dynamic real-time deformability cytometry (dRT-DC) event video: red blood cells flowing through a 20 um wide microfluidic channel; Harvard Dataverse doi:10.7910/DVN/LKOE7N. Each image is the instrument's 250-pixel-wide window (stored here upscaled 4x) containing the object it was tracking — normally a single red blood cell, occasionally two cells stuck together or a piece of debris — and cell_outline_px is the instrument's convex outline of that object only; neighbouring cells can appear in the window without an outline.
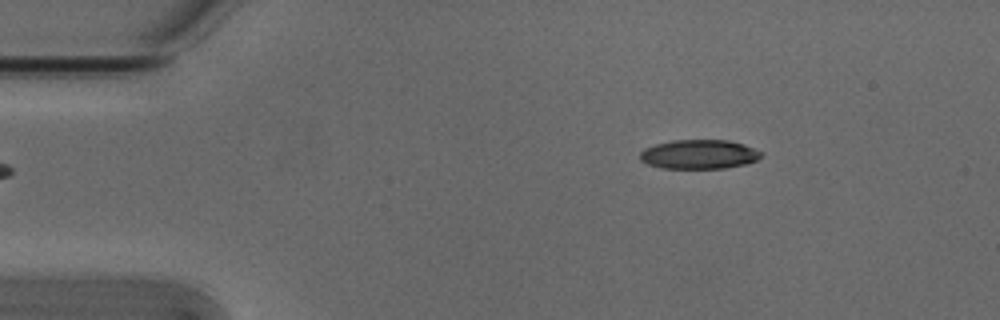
{"species": "Egyptian fruit bat (a non-hibernating species)", "species_latin": "Rousettus aegyptiacus", "temperature_condition": "cold", "stored_images_in_passage": 2, "camera_frame_rate_fps": 3000, "um_per_image_px": 0.085, "animal": {"sex": "male"}, "frame": {"image": 1, "passage_image": 2, "time_ms": 0.333, "image_size_px": [1000, 320], "cell_outline_px": [[764, 156], [756, 160], [744, 164], [724, 168], [660, 168], [648, 164], [640, 160], [640, 152], [644, 148], [656, 144], [672, 140], [728, 140], [744, 144], [764, 152]], "centroid_in_image_um": [59.44, 13.11], "position_along_channel_um": 25.6, "area_um2": 20.75}}